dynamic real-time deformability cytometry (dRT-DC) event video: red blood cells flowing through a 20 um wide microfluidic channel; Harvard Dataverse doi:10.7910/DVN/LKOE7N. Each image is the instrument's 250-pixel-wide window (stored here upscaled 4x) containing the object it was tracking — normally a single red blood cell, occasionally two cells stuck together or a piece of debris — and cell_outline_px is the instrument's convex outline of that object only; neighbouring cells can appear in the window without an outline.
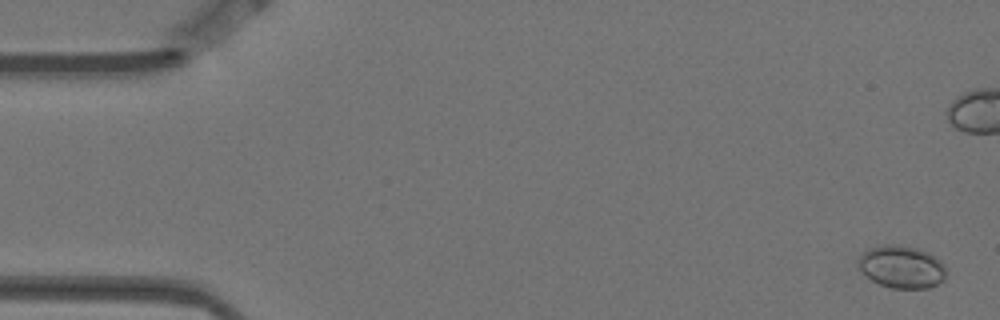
{"species": "Egyptian fruit bat (a non-hibernating species)", "species_latin": "Rousettus aegyptiacus", "temperature_condition": "warm", "stored_images_in_passage": 6, "camera_frame_rate_fps": 3000, "um_per_image_px": 0.085, "animal": {"sex": "female"}, "frame": {"image": 1, "passage_image": 1, "time_ms": 0.0, "image_size_px": [1000, 320], "cell_outline_px": [[948, 272], [944, 280], [928, 288], [892, 288], [880, 284], [864, 276], [860, 268], [860, 256], [864, 252], [872, 248], [884, 244], [896, 244], [916, 248], [928, 252], [936, 256], [944, 264]], "centroid_in_image_um": [76.69, 22.69], "position_along_channel_um": 8.3, "area_um2": 21.79}}
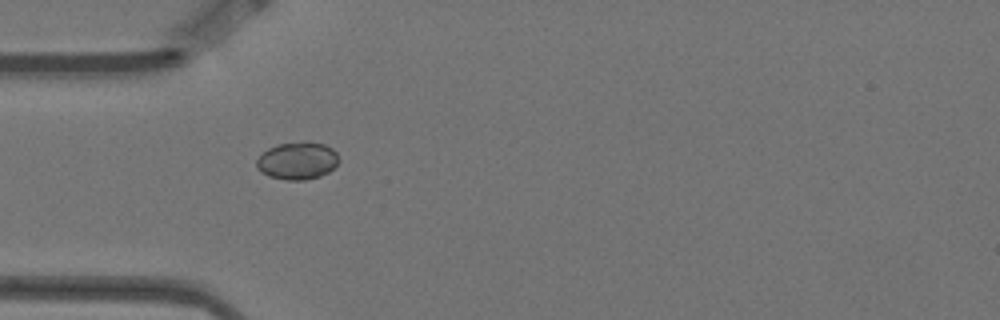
{"frame": {"image": 2, "passage_image": 6, "time_ms": 1.667, "image_size_px": [1000, 320], "cell_outline_px": [[340, 160], [328, 172], [320, 176], [304, 180], [288, 180], [268, 176], [260, 172], [256, 168], [256, 160], [268, 148], [276, 144], [304, 140], [324, 144], [332, 148], [336, 152]], "centroid_in_image_um": [25.27, 13.64], "position_along_channel_um": 59.7, "area_um2": 18.21}}